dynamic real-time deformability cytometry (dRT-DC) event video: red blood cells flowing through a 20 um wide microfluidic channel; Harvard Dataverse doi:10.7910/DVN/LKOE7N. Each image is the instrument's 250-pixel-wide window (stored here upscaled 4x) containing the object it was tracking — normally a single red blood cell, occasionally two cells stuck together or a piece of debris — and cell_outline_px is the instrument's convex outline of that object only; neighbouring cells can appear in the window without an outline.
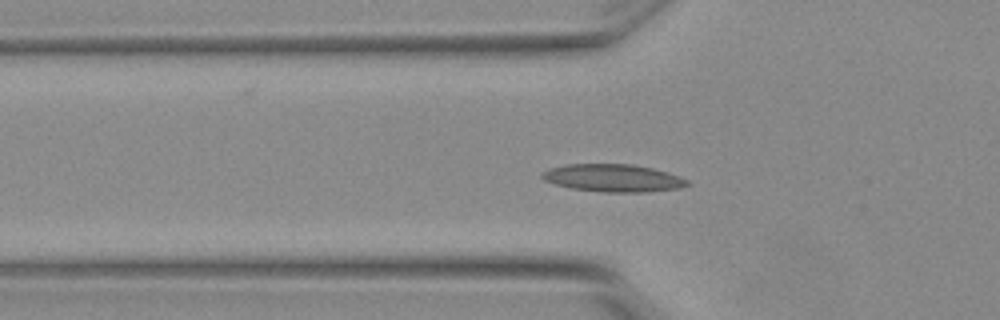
{"species": "Egyptian fruit bat (a non-hibernating species)", "species_latin": "Rousettus aegyptiacus", "temperature_condition": "warm", "stored_images_in_passage": 51, "camera_frame_rate_fps": 3000, "um_per_image_px": 0.085, "animal": {"sex": "female"}, "frame": {"image": 1, "passage_image": 15, "time_ms": 4.667, "image_size_px": [1000, 320], "cell_outline_px": [[692, 184], [680, 188], [648, 192], [604, 192], [572, 188], [556, 184], [544, 180], [540, 176], [544, 172], [552, 168], [564, 164], [632, 164], [652, 168], [688, 180]], "centroid_in_image_um": [52.13, 15.13], "position_along_channel_um": 73.7, "area_um2": 23.12}}
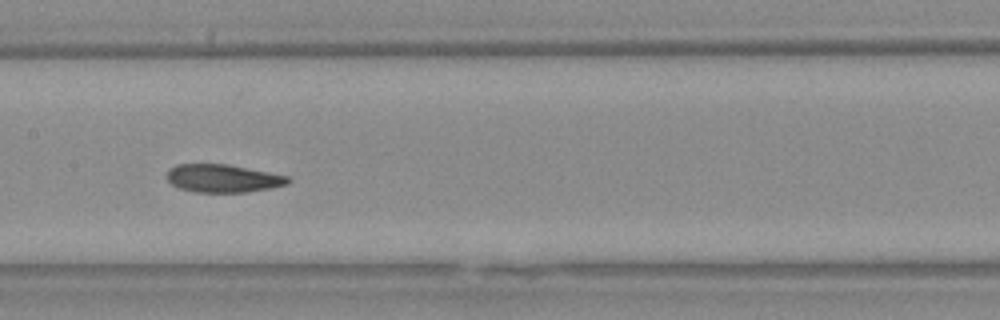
{"frame": {"image": 2, "passage_image": 24, "time_ms": 7.667, "image_size_px": [1000, 320], "cell_outline_px": [[292, 180], [288, 184], [272, 188], [248, 192], [192, 192], [180, 188], [172, 184], [168, 180], [168, 172], [176, 164], [228, 164], [288, 176]], "centroid_in_image_um": [18.99, 15.17], "position_along_channel_um": 188.4, "area_um2": 19.71}}
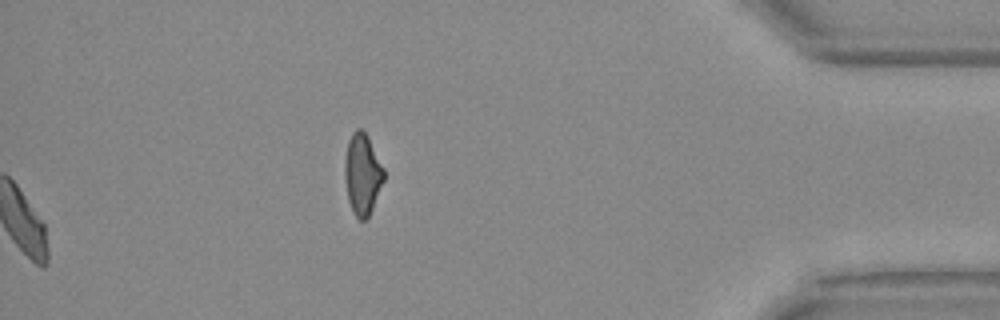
{"frame": {"image": 3, "passage_image": 51, "time_ms": 16.667, "image_size_px": [1000, 320], "cell_outline_px": [[384, 180], [372, 208], [368, 216], [364, 220], [360, 220], [352, 212], [348, 200], [344, 176], [344, 160], [348, 140], [352, 132], [356, 128], [360, 128], [368, 136], [384, 168]], "centroid_in_image_um": [30.79, 14.78], "position_along_channel_um": 404.4, "area_um2": 18.55}, "authors_computed_cell_mechanics": {"area_um2": 20.4034, "velocity_mm_per_s": 3.817, "shape_relaxation_time_tau1_ms": null, "shape_relaxation_time_tau2_ms": 2.2354, "deformation_change_tau1": null, "deformation_change_tau2": 0.0793}}